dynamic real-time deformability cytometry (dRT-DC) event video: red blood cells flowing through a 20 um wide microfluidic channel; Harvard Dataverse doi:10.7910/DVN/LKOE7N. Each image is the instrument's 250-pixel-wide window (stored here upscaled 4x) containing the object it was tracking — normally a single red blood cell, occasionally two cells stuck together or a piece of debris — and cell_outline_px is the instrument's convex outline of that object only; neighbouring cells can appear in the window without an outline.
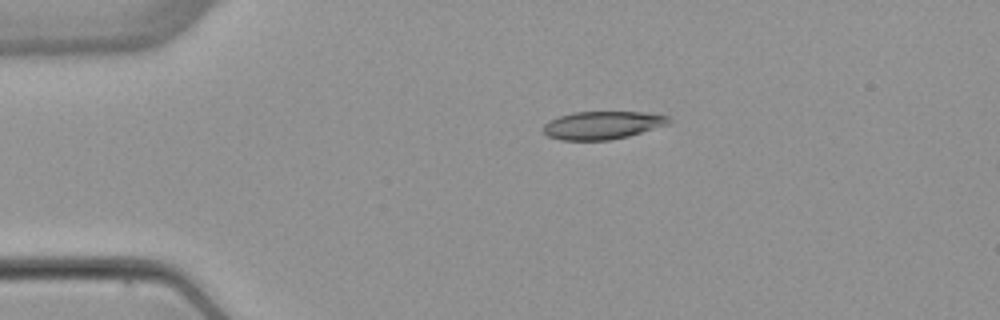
{"species": "common noctule bat (a hibernating species)", "species_latin": "Nyctalus noctula", "temperature_condition": "warm", "stored_images_in_passage": 5, "segment_of_instrument_passage": [1, 2], "camera_frame_rate_fps": 3000, "um_per_image_px": 0.085, "animal": {"sex": "female", "body_mass_g": 22.7, "forearm_length_mm": 54.2}, "frame": {"image": 1, "passage_image": 3, "time_ms": 3.333, "image_size_px": [1000, 320], "cell_outline_px": [[672, 120], [668, 124], [628, 136], [608, 140], [560, 140], [548, 136], [540, 128], [544, 124], [560, 116], [572, 112], [644, 112], [668, 116]], "centroid_in_image_um": [51.18, 10.64], "position_along_channel_um": 33.8, "area_um2": 20.35}}